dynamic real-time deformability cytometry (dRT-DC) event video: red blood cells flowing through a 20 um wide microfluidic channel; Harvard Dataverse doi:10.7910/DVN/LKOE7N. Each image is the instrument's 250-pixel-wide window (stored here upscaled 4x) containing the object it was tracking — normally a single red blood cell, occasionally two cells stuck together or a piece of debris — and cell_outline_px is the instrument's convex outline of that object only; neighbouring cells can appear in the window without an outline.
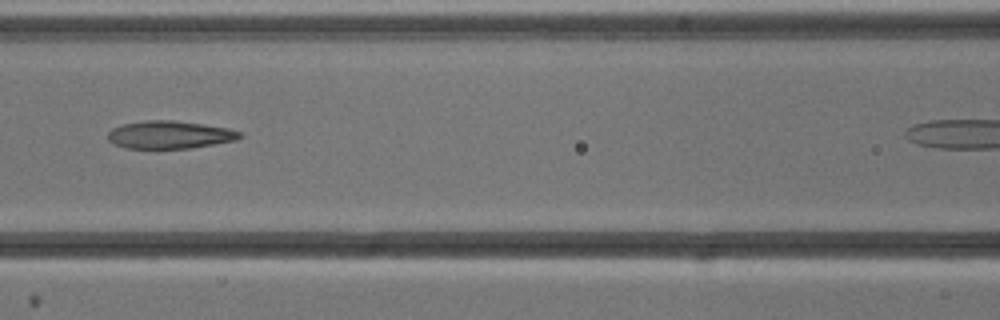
{"species": "common noctule bat (a hibernating species)", "species_latin": "Nyctalus noctula", "temperature_condition": "cold", "stored_images_in_passage": 5, "camera_frame_rate_fps": 3000, "um_per_image_px": 0.085, "animal": {"sex": "male", "body_mass_g": 13.3}, "frame": {"image": 1, "passage_image": 4, "time_ms": 4.333, "image_size_px": [1000, 320], "cell_outline_px": [[244, 136], [236, 140], [192, 148], [124, 148], [112, 144], [108, 140], [108, 132], [112, 128], [124, 124], [144, 120], [176, 120], [228, 128], [240, 132]], "centroid_in_image_um": [14.41, 11.45], "position_along_channel_um": 152.2, "area_um2": 21.44}}